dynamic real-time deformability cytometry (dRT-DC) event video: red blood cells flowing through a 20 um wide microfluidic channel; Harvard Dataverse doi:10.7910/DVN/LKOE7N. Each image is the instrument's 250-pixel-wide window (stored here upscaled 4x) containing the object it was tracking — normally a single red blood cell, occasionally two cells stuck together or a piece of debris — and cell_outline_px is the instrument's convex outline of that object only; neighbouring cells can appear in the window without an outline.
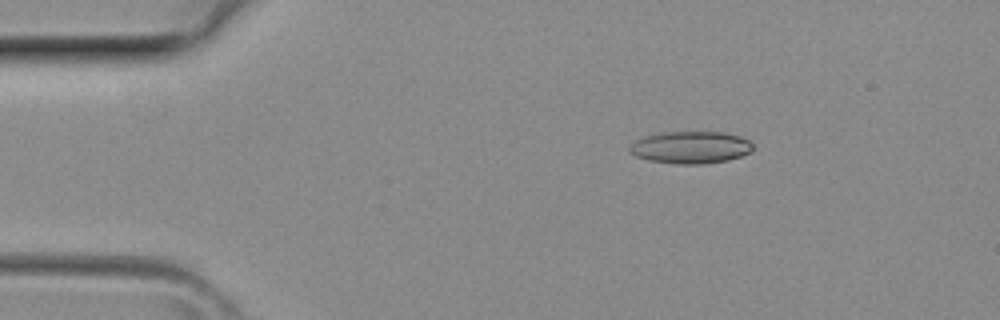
{"species": "common noctule bat (a hibernating species)", "species_latin": "Nyctalus noctula", "temperature_condition": "room temperature", "stored_images_in_passage": 35, "camera_frame_rate_fps": 3000, "um_per_image_px": 0.085, "animal": {"sex": "female", "body_mass_g": 29.2, "forearm_length_mm": 56.3}, "frame": {"image": 1, "passage_image": 2, "time_ms": 0.333, "image_size_px": [1000, 320], "cell_outline_px": [[752, 152], [728, 160], [704, 164], [676, 164], [648, 160], [636, 156], [628, 148], [636, 140], [644, 136], [664, 132], [724, 132], [740, 136], [748, 140], [752, 144]], "centroid_in_image_um": [58.72, 12.53], "position_along_channel_um": 26.3, "area_um2": 23.12}}
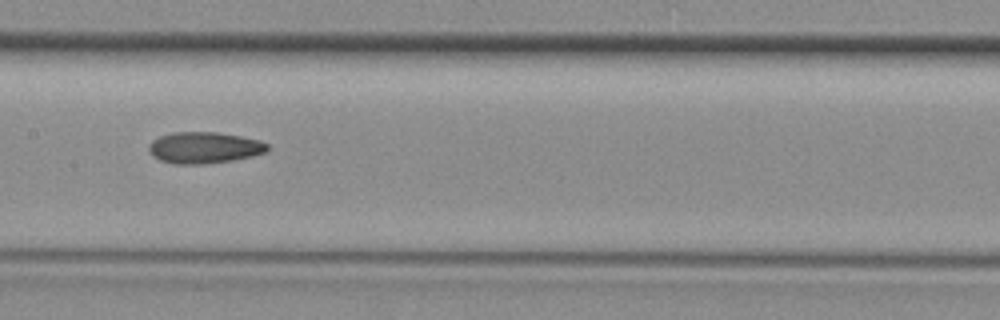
{"frame": {"image": 2, "passage_image": 15, "time_ms": 4.667, "image_size_px": [1000, 320], "cell_outline_px": [[268, 152], [252, 156], [232, 160], [204, 164], [172, 164], [160, 160], [152, 156], [148, 152], [148, 144], [152, 140], [160, 136], [172, 132], [216, 132], [240, 136], [256, 140], [268, 144]], "centroid_in_image_um": [17.31, 12.56], "position_along_channel_um": 190.1, "area_um2": 21.79}}
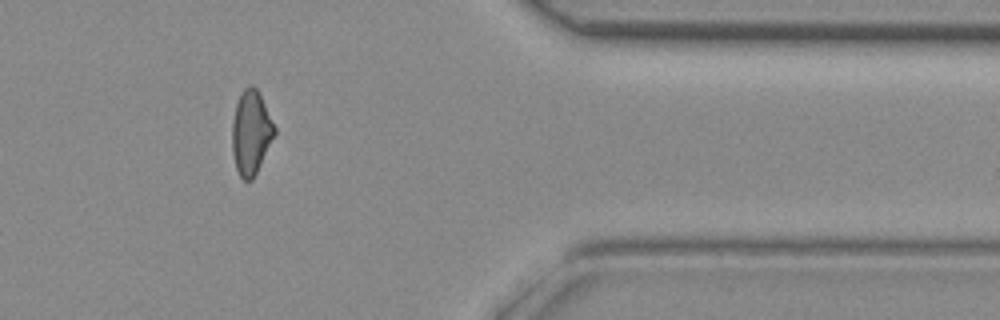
{"frame": {"image": 3, "passage_image": 28, "time_ms": 9.0, "image_size_px": [1000, 320], "cell_outline_px": [[276, 132], [252, 180], [244, 180], [240, 176], [236, 168], [232, 152], [232, 124], [236, 104], [240, 92], [244, 88], [252, 84], [256, 88], [276, 128]], "centroid_in_image_um": [21.31, 11.25], "position_along_channel_um": 390.1, "area_um2": 20.4}}